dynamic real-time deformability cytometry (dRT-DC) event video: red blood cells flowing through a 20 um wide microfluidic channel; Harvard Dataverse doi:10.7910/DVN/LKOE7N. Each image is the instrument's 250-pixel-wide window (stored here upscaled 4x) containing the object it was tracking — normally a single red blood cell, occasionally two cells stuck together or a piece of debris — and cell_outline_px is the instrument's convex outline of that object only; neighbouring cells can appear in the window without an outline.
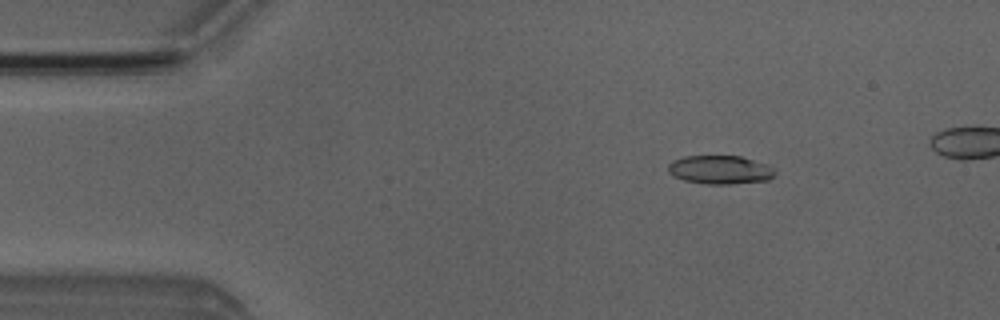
{"species": "Egyptian fruit bat (a non-hibernating species)", "species_latin": "Rousettus aegyptiacus", "temperature_condition": "room temperature", "stored_images_in_passage": 6, "camera_frame_rate_fps": 3000, "um_per_image_px": 0.085, "animal": {"sex": "male"}, "frame": {"image": 1, "passage_image": 3, "time_ms": 2.0, "image_size_px": [1000, 320], "cell_outline_px": [[776, 172], [768, 180], [728, 184], [708, 184], [684, 180], [672, 176], [668, 172], [668, 164], [672, 160], [684, 156], [740, 156], [768, 164]], "centroid_in_image_um": [61.17, 14.42], "position_along_channel_um": 23.8, "area_um2": 17.8}}